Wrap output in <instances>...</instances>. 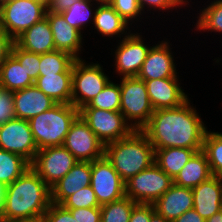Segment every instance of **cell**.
Here are the masks:
<instances>
[{"label":"cell","instance_id":"6da1fadb","mask_svg":"<svg viewBox=\"0 0 222 222\" xmlns=\"http://www.w3.org/2000/svg\"><path fill=\"white\" fill-rule=\"evenodd\" d=\"M187 99L175 108L156 109L141 129L154 149L169 147L203 149L207 127Z\"/></svg>","mask_w":222,"mask_h":222},{"label":"cell","instance_id":"7a4b0ae2","mask_svg":"<svg viewBox=\"0 0 222 222\" xmlns=\"http://www.w3.org/2000/svg\"><path fill=\"white\" fill-rule=\"evenodd\" d=\"M51 203V188L30 167L5 187L1 222L42 220Z\"/></svg>","mask_w":222,"mask_h":222},{"label":"cell","instance_id":"3957f363","mask_svg":"<svg viewBox=\"0 0 222 222\" xmlns=\"http://www.w3.org/2000/svg\"><path fill=\"white\" fill-rule=\"evenodd\" d=\"M104 156L126 182L154 163L155 149L141 130L105 145Z\"/></svg>","mask_w":222,"mask_h":222},{"label":"cell","instance_id":"277c9868","mask_svg":"<svg viewBox=\"0 0 222 222\" xmlns=\"http://www.w3.org/2000/svg\"><path fill=\"white\" fill-rule=\"evenodd\" d=\"M79 116L72 104L57 103L28 120L38 150L63 146L71 124Z\"/></svg>","mask_w":222,"mask_h":222},{"label":"cell","instance_id":"5b68a950","mask_svg":"<svg viewBox=\"0 0 222 222\" xmlns=\"http://www.w3.org/2000/svg\"><path fill=\"white\" fill-rule=\"evenodd\" d=\"M120 80V112L134 130H141L154 112L146 84L138 77H123Z\"/></svg>","mask_w":222,"mask_h":222},{"label":"cell","instance_id":"8992f818","mask_svg":"<svg viewBox=\"0 0 222 222\" xmlns=\"http://www.w3.org/2000/svg\"><path fill=\"white\" fill-rule=\"evenodd\" d=\"M2 29L15 41L36 22L46 17L42 0H10L1 7Z\"/></svg>","mask_w":222,"mask_h":222},{"label":"cell","instance_id":"52a82bcc","mask_svg":"<svg viewBox=\"0 0 222 222\" xmlns=\"http://www.w3.org/2000/svg\"><path fill=\"white\" fill-rule=\"evenodd\" d=\"M76 59L72 73L71 104L78 110L86 106L111 81L101 64Z\"/></svg>","mask_w":222,"mask_h":222},{"label":"cell","instance_id":"ba28073f","mask_svg":"<svg viewBox=\"0 0 222 222\" xmlns=\"http://www.w3.org/2000/svg\"><path fill=\"white\" fill-rule=\"evenodd\" d=\"M172 185L173 179L154 162L125 182V195L136 203L153 204Z\"/></svg>","mask_w":222,"mask_h":222},{"label":"cell","instance_id":"9c48e42d","mask_svg":"<svg viewBox=\"0 0 222 222\" xmlns=\"http://www.w3.org/2000/svg\"><path fill=\"white\" fill-rule=\"evenodd\" d=\"M79 116L105 146L129 136L134 129L120 111L81 108Z\"/></svg>","mask_w":222,"mask_h":222},{"label":"cell","instance_id":"30bf717a","mask_svg":"<svg viewBox=\"0 0 222 222\" xmlns=\"http://www.w3.org/2000/svg\"><path fill=\"white\" fill-rule=\"evenodd\" d=\"M78 162L64 146H55L38 150L30 167L51 188Z\"/></svg>","mask_w":222,"mask_h":222},{"label":"cell","instance_id":"8fae6325","mask_svg":"<svg viewBox=\"0 0 222 222\" xmlns=\"http://www.w3.org/2000/svg\"><path fill=\"white\" fill-rule=\"evenodd\" d=\"M63 146L79 162H93L104 156L105 146L80 116L71 124Z\"/></svg>","mask_w":222,"mask_h":222},{"label":"cell","instance_id":"7c38bea8","mask_svg":"<svg viewBox=\"0 0 222 222\" xmlns=\"http://www.w3.org/2000/svg\"><path fill=\"white\" fill-rule=\"evenodd\" d=\"M91 187L100 206L125 196V182L105 156L91 162Z\"/></svg>","mask_w":222,"mask_h":222},{"label":"cell","instance_id":"4fadbf2b","mask_svg":"<svg viewBox=\"0 0 222 222\" xmlns=\"http://www.w3.org/2000/svg\"><path fill=\"white\" fill-rule=\"evenodd\" d=\"M0 149L21 155L29 163L38 148L28 120L13 118L0 125Z\"/></svg>","mask_w":222,"mask_h":222},{"label":"cell","instance_id":"5bb4252c","mask_svg":"<svg viewBox=\"0 0 222 222\" xmlns=\"http://www.w3.org/2000/svg\"><path fill=\"white\" fill-rule=\"evenodd\" d=\"M141 33H130L118 43L115 51V68L118 75L123 77H137L143 62L146 60L151 46L146 45Z\"/></svg>","mask_w":222,"mask_h":222},{"label":"cell","instance_id":"9a60e30c","mask_svg":"<svg viewBox=\"0 0 222 222\" xmlns=\"http://www.w3.org/2000/svg\"><path fill=\"white\" fill-rule=\"evenodd\" d=\"M161 41L151 46L137 77L143 81L162 78H178L171 46Z\"/></svg>","mask_w":222,"mask_h":222},{"label":"cell","instance_id":"2e32d148","mask_svg":"<svg viewBox=\"0 0 222 222\" xmlns=\"http://www.w3.org/2000/svg\"><path fill=\"white\" fill-rule=\"evenodd\" d=\"M178 79L162 78L144 81L154 110L178 107L189 98Z\"/></svg>","mask_w":222,"mask_h":222},{"label":"cell","instance_id":"e0dca14e","mask_svg":"<svg viewBox=\"0 0 222 222\" xmlns=\"http://www.w3.org/2000/svg\"><path fill=\"white\" fill-rule=\"evenodd\" d=\"M51 27L55 49L70 54L75 59H81L83 37L76 28L68 24L60 13L46 12Z\"/></svg>","mask_w":222,"mask_h":222},{"label":"cell","instance_id":"ac0fdd59","mask_svg":"<svg viewBox=\"0 0 222 222\" xmlns=\"http://www.w3.org/2000/svg\"><path fill=\"white\" fill-rule=\"evenodd\" d=\"M192 193L194 210L205 220L222 210V178L213 175Z\"/></svg>","mask_w":222,"mask_h":222},{"label":"cell","instance_id":"d6986e66","mask_svg":"<svg viewBox=\"0 0 222 222\" xmlns=\"http://www.w3.org/2000/svg\"><path fill=\"white\" fill-rule=\"evenodd\" d=\"M16 118L30 120L32 117L57 104L35 85L13 92Z\"/></svg>","mask_w":222,"mask_h":222},{"label":"cell","instance_id":"ffe728a7","mask_svg":"<svg viewBox=\"0 0 222 222\" xmlns=\"http://www.w3.org/2000/svg\"><path fill=\"white\" fill-rule=\"evenodd\" d=\"M153 206L157 213L172 222L194 208L192 189L173 184Z\"/></svg>","mask_w":222,"mask_h":222},{"label":"cell","instance_id":"44dd1931","mask_svg":"<svg viewBox=\"0 0 222 222\" xmlns=\"http://www.w3.org/2000/svg\"><path fill=\"white\" fill-rule=\"evenodd\" d=\"M91 162H78L51 187V201L61 204L67 197L81 188L91 185Z\"/></svg>","mask_w":222,"mask_h":222},{"label":"cell","instance_id":"7402d4cb","mask_svg":"<svg viewBox=\"0 0 222 222\" xmlns=\"http://www.w3.org/2000/svg\"><path fill=\"white\" fill-rule=\"evenodd\" d=\"M14 42L22 49L40 55L56 50L47 17L32 25Z\"/></svg>","mask_w":222,"mask_h":222},{"label":"cell","instance_id":"603a6c76","mask_svg":"<svg viewBox=\"0 0 222 222\" xmlns=\"http://www.w3.org/2000/svg\"><path fill=\"white\" fill-rule=\"evenodd\" d=\"M96 11L94 16L93 25L94 29L97 30L103 37H127L131 31L129 28V23L125 21L107 2L101 1L96 4ZM128 31V33H127ZM123 34V36H121Z\"/></svg>","mask_w":222,"mask_h":222},{"label":"cell","instance_id":"cb8c5ba5","mask_svg":"<svg viewBox=\"0 0 222 222\" xmlns=\"http://www.w3.org/2000/svg\"><path fill=\"white\" fill-rule=\"evenodd\" d=\"M210 165L203 150L195 152L173 179V184L193 189L212 177Z\"/></svg>","mask_w":222,"mask_h":222},{"label":"cell","instance_id":"d4e9b609","mask_svg":"<svg viewBox=\"0 0 222 222\" xmlns=\"http://www.w3.org/2000/svg\"><path fill=\"white\" fill-rule=\"evenodd\" d=\"M34 85L57 103L71 104L72 73L38 76Z\"/></svg>","mask_w":222,"mask_h":222},{"label":"cell","instance_id":"484cf974","mask_svg":"<svg viewBox=\"0 0 222 222\" xmlns=\"http://www.w3.org/2000/svg\"><path fill=\"white\" fill-rule=\"evenodd\" d=\"M34 85V81L19 61L10 54L0 67V87L12 92Z\"/></svg>","mask_w":222,"mask_h":222},{"label":"cell","instance_id":"4316f807","mask_svg":"<svg viewBox=\"0 0 222 222\" xmlns=\"http://www.w3.org/2000/svg\"><path fill=\"white\" fill-rule=\"evenodd\" d=\"M196 151L189 148L155 149L154 162L174 179Z\"/></svg>","mask_w":222,"mask_h":222},{"label":"cell","instance_id":"83f0119b","mask_svg":"<svg viewBox=\"0 0 222 222\" xmlns=\"http://www.w3.org/2000/svg\"><path fill=\"white\" fill-rule=\"evenodd\" d=\"M30 168V163L21 155L0 149V183L12 184Z\"/></svg>","mask_w":222,"mask_h":222},{"label":"cell","instance_id":"f1b7e54d","mask_svg":"<svg viewBox=\"0 0 222 222\" xmlns=\"http://www.w3.org/2000/svg\"><path fill=\"white\" fill-rule=\"evenodd\" d=\"M75 60L70 54L58 50L41 54L39 76L73 73V63Z\"/></svg>","mask_w":222,"mask_h":222},{"label":"cell","instance_id":"f546056e","mask_svg":"<svg viewBox=\"0 0 222 222\" xmlns=\"http://www.w3.org/2000/svg\"><path fill=\"white\" fill-rule=\"evenodd\" d=\"M93 2V3H91ZM100 3L101 0H78L67 10L61 12L60 14L68 22L69 25L76 28L80 33L84 26L94 21V16L96 8L92 6L95 3ZM94 9L92 10V8Z\"/></svg>","mask_w":222,"mask_h":222},{"label":"cell","instance_id":"4dcf8cb0","mask_svg":"<svg viewBox=\"0 0 222 222\" xmlns=\"http://www.w3.org/2000/svg\"><path fill=\"white\" fill-rule=\"evenodd\" d=\"M202 150L207 156L212 175L222 178V133L207 130Z\"/></svg>","mask_w":222,"mask_h":222},{"label":"cell","instance_id":"1f68e13d","mask_svg":"<svg viewBox=\"0 0 222 222\" xmlns=\"http://www.w3.org/2000/svg\"><path fill=\"white\" fill-rule=\"evenodd\" d=\"M137 203L124 196L100 207L101 222H129L133 207Z\"/></svg>","mask_w":222,"mask_h":222},{"label":"cell","instance_id":"d6a6232c","mask_svg":"<svg viewBox=\"0 0 222 222\" xmlns=\"http://www.w3.org/2000/svg\"><path fill=\"white\" fill-rule=\"evenodd\" d=\"M196 30L222 33V0H214L200 10Z\"/></svg>","mask_w":222,"mask_h":222},{"label":"cell","instance_id":"836d02e7","mask_svg":"<svg viewBox=\"0 0 222 222\" xmlns=\"http://www.w3.org/2000/svg\"><path fill=\"white\" fill-rule=\"evenodd\" d=\"M120 104V84H115L110 81L105 88L83 108H99L108 111H120Z\"/></svg>","mask_w":222,"mask_h":222},{"label":"cell","instance_id":"e575fe53","mask_svg":"<svg viewBox=\"0 0 222 222\" xmlns=\"http://www.w3.org/2000/svg\"><path fill=\"white\" fill-rule=\"evenodd\" d=\"M61 205L66 209L101 207L91 185L67 197Z\"/></svg>","mask_w":222,"mask_h":222},{"label":"cell","instance_id":"d590c367","mask_svg":"<svg viewBox=\"0 0 222 222\" xmlns=\"http://www.w3.org/2000/svg\"><path fill=\"white\" fill-rule=\"evenodd\" d=\"M11 54L21 65H24L26 72L35 81L39 76L40 54L26 51L20 48L15 42L12 45Z\"/></svg>","mask_w":222,"mask_h":222},{"label":"cell","instance_id":"8d00e7d4","mask_svg":"<svg viewBox=\"0 0 222 222\" xmlns=\"http://www.w3.org/2000/svg\"><path fill=\"white\" fill-rule=\"evenodd\" d=\"M114 10L128 23L139 19L142 10L138 0H106ZM140 15V16H139ZM138 17V18H137Z\"/></svg>","mask_w":222,"mask_h":222},{"label":"cell","instance_id":"74e56055","mask_svg":"<svg viewBox=\"0 0 222 222\" xmlns=\"http://www.w3.org/2000/svg\"><path fill=\"white\" fill-rule=\"evenodd\" d=\"M16 118L13 92L0 87V125Z\"/></svg>","mask_w":222,"mask_h":222},{"label":"cell","instance_id":"f35d334b","mask_svg":"<svg viewBox=\"0 0 222 222\" xmlns=\"http://www.w3.org/2000/svg\"><path fill=\"white\" fill-rule=\"evenodd\" d=\"M43 222H76L70 210L61 204L51 203L50 207L42 217Z\"/></svg>","mask_w":222,"mask_h":222},{"label":"cell","instance_id":"ab89813d","mask_svg":"<svg viewBox=\"0 0 222 222\" xmlns=\"http://www.w3.org/2000/svg\"><path fill=\"white\" fill-rule=\"evenodd\" d=\"M189 3V0H138L139 6L142 10V12L144 13L146 9H148L149 7L153 10H167L168 9H173L176 7L179 8V6H181V8L183 7L182 5L185 6L186 3ZM147 7V8H146ZM145 9V10H144Z\"/></svg>","mask_w":222,"mask_h":222},{"label":"cell","instance_id":"60d3db41","mask_svg":"<svg viewBox=\"0 0 222 222\" xmlns=\"http://www.w3.org/2000/svg\"><path fill=\"white\" fill-rule=\"evenodd\" d=\"M76 222H101L100 207L68 209Z\"/></svg>","mask_w":222,"mask_h":222},{"label":"cell","instance_id":"b9f144b4","mask_svg":"<svg viewBox=\"0 0 222 222\" xmlns=\"http://www.w3.org/2000/svg\"><path fill=\"white\" fill-rule=\"evenodd\" d=\"M154 212L153 204L137 203L132 209L129 222H150Z\"/></svg>","mask_w":222,"mask_h":222},{"label":"cell","instance_id":"7bdbcfd3","mask_svg":"<svg viewBox=\"0 0 222 222\" xmlns=\"http://www.w3.org/2000/svg\"><path fill=\"white\" fill-rule=\"evenodd\" d=\"M13 43L14 40L2 29L0 31V67L11 54Z\"/></svg>","mask_w":222,"mask_h":222},{"label":"cell","instance_id":"ee69618b","mask_svg":"<svg viewBox=\"0 0 222 222\" xmlns=\"http://www.w3.org/2000/svg\"><path fill=\"white\" fill-rule=\"evenodd\" d=\"M77 1L78 0H50L47 3V11L51 13H61Z\"/></svg>","mask_w":222,"mask_h":222},{"label":"cell","instance_id":"f6af8a7d","mask_svg":"<svg viewBox=\"0 0 222 222\" xmlns=\"http://www.w3.org/2000/svg\"><path fill=\"white\" fill-rule=\"evenodd\" d=\"M172 222H206V220L202 218L193 208L186 211L179 218L173 220Z\"/></svg>","mask_w":222,"mask_h":222},{"label":"cell","instance_id":"bcb514c9","mask_svg":"<svg viewBox=\"0 0 222 222\" xmlns=\"http://www.w3.org/2000/svg\"><path fill=\"white\" fill-rule=\"evenodd\" d=\"M150 222H171L156 211L151 215Z\"/></svg>","mask_w":222,"mask_h":222},{"label":"cell","instance_id":"7dc6e473","mask_svg":"<svg viewBox=\"0 0 222 222\" xmlns=\"http://www.w3.org/2000/svg\"><path fill=\"white\" fill-rule=\"evenodd\" d=\"M4 191H5V186H3L0 183V222H1V216L3 213V206H4Z\"/></svg>","mask_w":222,"mask_h":222},{"label":"cell","instance_id":"c3c4849f","mask_svg":"<svg viewBox=\"0 0 222 222\" xmlns=\"http://www.w3.org/2000/svg\"><path fill=\"white\" fill-rule=\"evenodd\" d=\"M206 222H222V210L206 219Z\"/></svg>","mask_w":222,"mask_h":222},{"label":"cell","instance_id":"681fc988","mask_svg":"<svg viewBox=\"0 0 222 222\" xmlns=\"http://www.w3.org/2000/svg\"><path fill=\"white\" fill-rule=\"evenodd\" d=\"M8 222H39V220H19V221H8Z\"/></svg>","mask_w":222,"mask_h":222},{"label":"cell","instance_id":"f907efd6","mask_svg":"<svg viewBox=\"0 0 222 222\" xmlns=\"http://www.w3.org/2000/svg\"><path fill=\"white\" fill-rule=\"evenodd\" d=\"M10 0H0V7L3 5V4H5V3H7V2H9Z\"/></svg>","mask_w":222,"mask_h":222},{"label":"cell","instance_id":"816d5d0a","mask_svg":"<svg viewBox=\"0 0 222 222\" xmlns=\"http://www.w3.org/2000/svg\"><path fill=\"white\" fill-rule=\"evenodd\" d=\"M2 30V18H1V8H0V31Z\"/></svg>","mask_w":222,"mask_h":222},{"label":"cell","instance_id":"f5cc1de1","mask_svg":"<svg viewBox=\"0 0 222 222\" xmlns=\"http://www.w3.org/2000/svg\"><path fill=\"white\" fill-rule=\"evenodd\" d=\"M42 1H44L47 4L50 0H42Z\"/></svg>","mask_w":222,"mask_h":222}]
</instances>
